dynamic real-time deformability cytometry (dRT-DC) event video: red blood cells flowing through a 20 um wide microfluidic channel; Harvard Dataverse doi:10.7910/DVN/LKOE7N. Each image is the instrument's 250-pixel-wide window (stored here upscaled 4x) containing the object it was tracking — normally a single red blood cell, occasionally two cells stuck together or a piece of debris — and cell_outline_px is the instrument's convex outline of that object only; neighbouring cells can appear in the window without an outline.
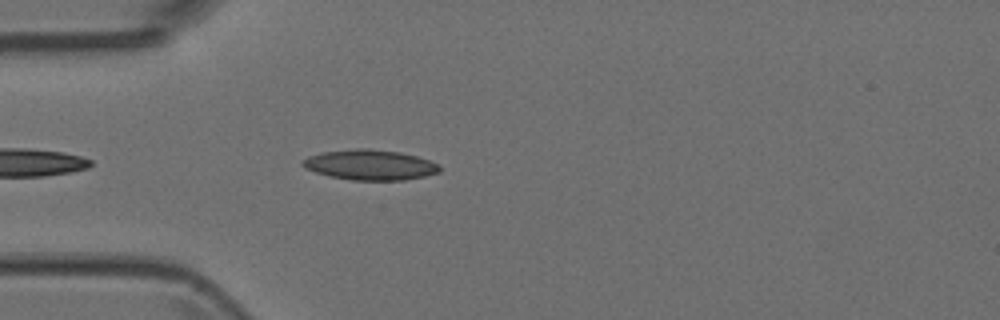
{"species": "Egyptian fruit bat (a non-hibernating species)", "species_latin": "Rousettus aegyptiacus", "temperature_condition": "room temperature", "stored_images_in_passage": 4, "camera_frame_rate_fps": 3000, "um_per_image_px": 0.085, "animal": {"sex": "female"}, "frame": {"image": 1, "passage_image": 4, "time_ms": 1.0, "image_size_px": [1000, 320], "cell_outline_px": [[440, 172], [424, 176], [404, 180], [352, 180], [328, 176], [304, 168], [300, 164], [308, 156], [324, 152], [356, 148], [368, 148], [400, 152], [416, 156], [440, 164]], "centroid_in_image_um": [31.45, 14.01], "position_along_channel_um": 53.5, "area_um2": 24.16}}